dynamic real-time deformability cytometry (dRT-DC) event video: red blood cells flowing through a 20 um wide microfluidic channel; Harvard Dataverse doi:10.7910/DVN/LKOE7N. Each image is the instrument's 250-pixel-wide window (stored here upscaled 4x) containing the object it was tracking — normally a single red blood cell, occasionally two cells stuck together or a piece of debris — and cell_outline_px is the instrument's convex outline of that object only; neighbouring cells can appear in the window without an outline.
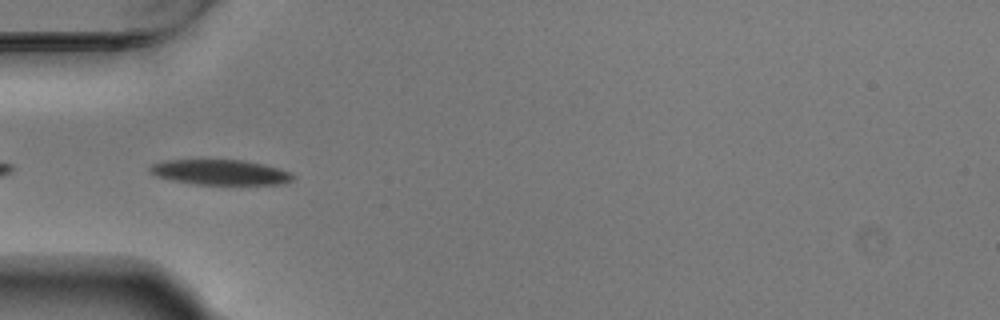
{"species": "Egyptian fruit bat (a non-hibernating species)", "species_latin": "Rousettus aegyptiacus", "temperature_condition": "warm", "stored_images_in_passage": 39, "camera_frame_rate_fps": 3000, "um_per_image_px": 0.085, "animal": {"sex": "male"}, "frame": {"image": 1, "passage_image": 2, "time_ms": 0.333, "image_size_px": [1000, 320], "cell_outline_px": [[296, 176], [292, 180], [280, 184], [196, 184], [156, 176], [148, 172], [148, 168], [152, 164], [164, 160], [244, 160], [264, 164], [280, 168]], "centroid_in_image_um": [18.72, 14.63], "position_along_channel_um": 66.3, "area_um2": 20.87}}
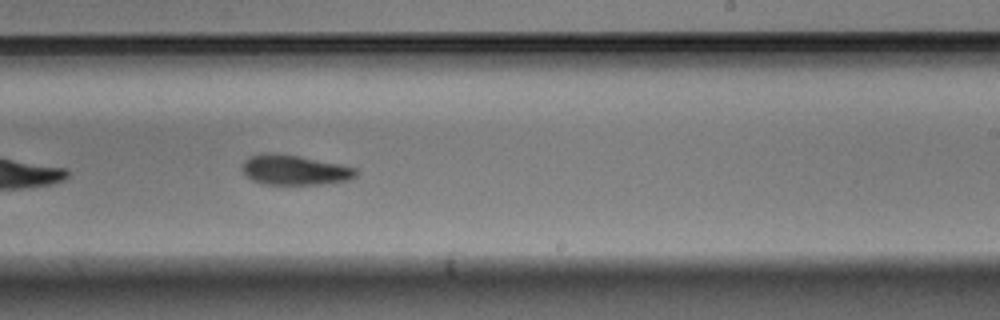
{"frame": {"image": 2, "passage_image": 18, "time_ms": 5.667, "image_size_px": [1000, 320], "cell_outline_px": [[356, 176], [348, 180], [324, 184], [264, 184], [252, 180], [244, 172], [244, 160], [248, 156], [268, 152], [272, 152], [300, 156], [340, 164], [356, 168]], "centroid_in_image_um": [25.04, 14.44], "position_along_channel_um": 264.0, "area_um2": 19.77}}
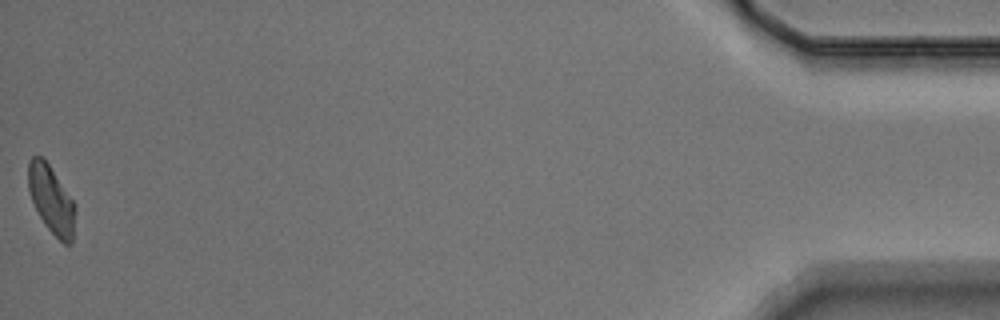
{"frame": {"image": 3, "passage_image": 39, "time_ms": 12.667, "image_size_px": [1000, 320], "cell_outline_px": [[76, 212], [72, 244], [64, 244], [44, 224], [32, 200], [28, 188], [28, 160], [32, 156], [40, 156], [48, 164], [76, 204]], "centroid_in_image_um": [4.38, 16.98], "position_along_channel_um": 430.8, "area_um2": 18.44}, "authors_computed_cell_mechanics": {"area_um2": 20.23, "velocity_mm_per_s": 3.7162, "shape_relaxation_time_tau1_ms": 3.1841, "shape_relaxation_time_tau2_ms": 7.4093, "deformation_change_tau1": 0.1383, "deformation_change_tau2": 0.1432}}